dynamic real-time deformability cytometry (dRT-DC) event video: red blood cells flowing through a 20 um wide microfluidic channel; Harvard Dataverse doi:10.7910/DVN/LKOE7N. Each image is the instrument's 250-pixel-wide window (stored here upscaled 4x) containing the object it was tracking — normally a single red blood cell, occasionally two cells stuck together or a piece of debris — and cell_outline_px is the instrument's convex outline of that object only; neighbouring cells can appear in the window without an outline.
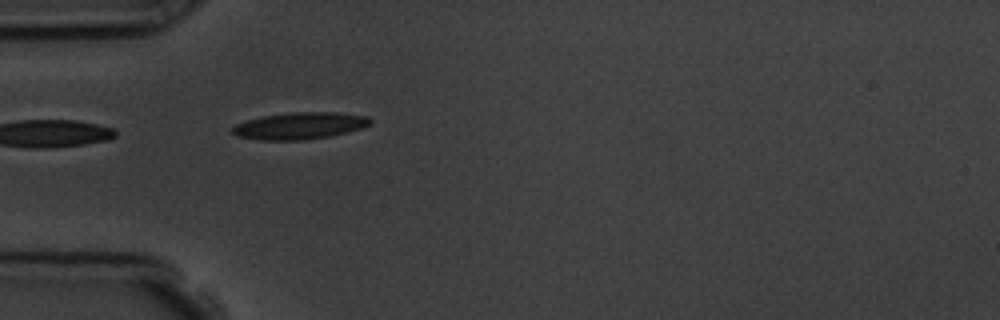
{"species": "common noctule bat (a hibernating species)", "species_latin": "Nyctalus noctula", "temperature_condition": "room temperature", "stored_images_in_passage": 5, "camera_frame_rate_fps": 3000, "um_per_image_px": 0.085, "animal": {"sex": "male", "body_mass_g": 19.5, "forearm_length_mm": 54.6}, "frame": {"image": 1, "passage_image": 5, "time_ms": 4.667, "image_size_px": [1000, 320], "cell_outline_px": [[372, 124], [364, 128], [328, 136], [304, 140], [260, 140], [240, 136], [232, 132], [232, 128], [236, 124], [248, 120], [264, 116], [292, 112], [336, 112], [368, 116], [372, 120]], "centroid_in_image_um": [25.54, 10.68], "position_along_channel_um": 59.5, "area_um2": 21.44}}